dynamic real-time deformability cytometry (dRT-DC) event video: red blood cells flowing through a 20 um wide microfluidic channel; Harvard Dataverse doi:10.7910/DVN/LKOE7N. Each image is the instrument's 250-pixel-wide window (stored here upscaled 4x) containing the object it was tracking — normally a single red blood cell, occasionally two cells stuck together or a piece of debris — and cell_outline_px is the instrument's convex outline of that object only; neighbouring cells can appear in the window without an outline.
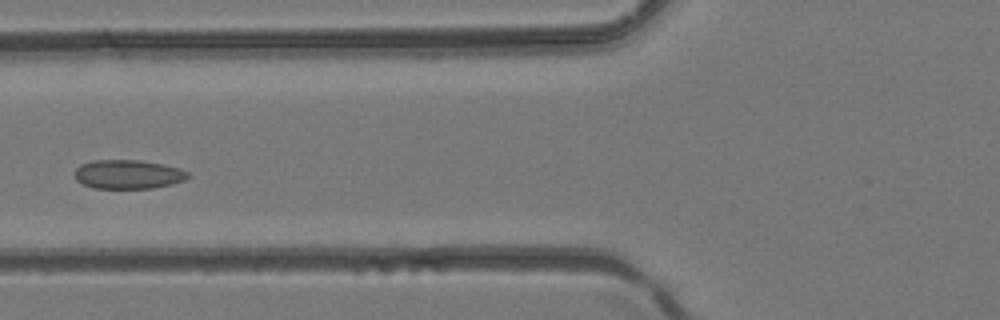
{"species": "common noctule bat (a hibernating species)", "species_latin": "Nyctalus noctula", "temperature_condition": "room temperature", "stored_images_in_passage": 29, "camera_frame_rate_fps": 3000, "um_per_image_px": 0.085, "animal": {"sex": "female", "body_mass_g": 24.6, "forearm_length_mm": 56.2}, "frame": {"image": 1, "passage_image": 13, "time_ms": 4.0, "image_size_px": [1000, 320], "cell_outline_px": [[188, 176], [184, 180], [172, 184], [152, 188], [92, 188], [76, 180], [76, 168], [80, 164], [92, 160], [140, 160], [180, 168], [188, 172]], "centroid_in_image_um": [10.87, 14.81], "position_along_channel_um": 114.9, "area_um2": 19.02}}
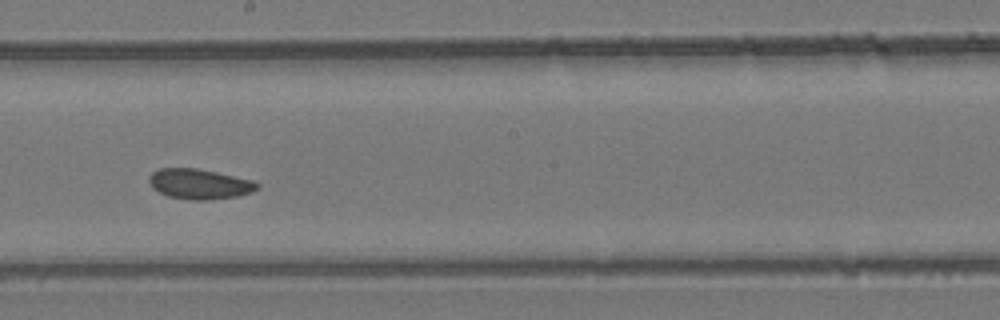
{"frame": {"image": 2, "passage_image": 20, "time_ms": 6.333, "image_size_px": [1000, 320], "cell_outline_px": [[260, 188], [252, 192], [236, 196], [208, 200], [192, 200], [168, 196], [152, 188], [148, 180], [148, 176], [152, 172], [160, 168], [196, 168], [216, 172], [252, 180], [260, 184]], "centroid_in_image_um": [16.94, 15.64], "position_along_channel_um": 231.3, "area_um2": 19.02}}
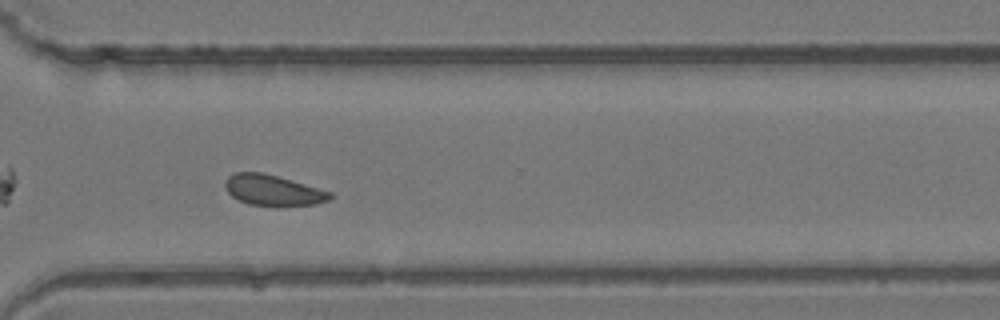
{"frame": {"image": 3, "passage_image": 27, "time_ms": 8.667, "image_size_px": [1000, 320], "cell_outline_px": [[332, 196], [328, 200], [316, 204], [248, 204], [232, 196], [228, 192], [224, 184], [224, 180], [228, 176], [236, 172], [260, 172], [276, 176], [332, 192]], "centroid_in_image_um": [23.16, 16.14], "position_along_channel_um": 347.4, "area_um2": 18.03}}